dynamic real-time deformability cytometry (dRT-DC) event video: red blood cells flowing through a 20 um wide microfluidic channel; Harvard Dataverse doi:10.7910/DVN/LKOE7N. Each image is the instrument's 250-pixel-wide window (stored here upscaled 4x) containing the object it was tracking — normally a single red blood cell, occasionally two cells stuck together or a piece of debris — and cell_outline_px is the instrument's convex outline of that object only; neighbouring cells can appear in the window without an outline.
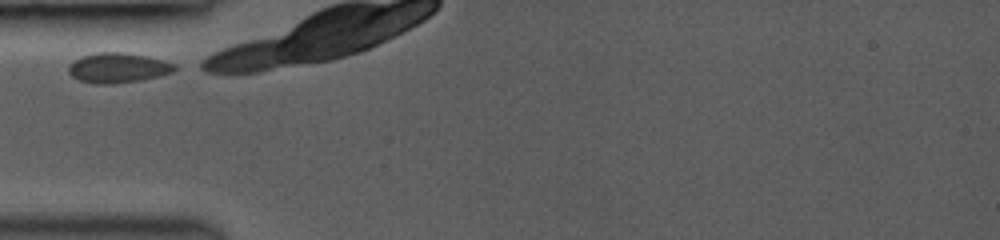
{"species": "common noctule bat (a hibernating species)", "species_latin": "Nyctalus noctula", "temperature_condition": "room temperature", "stored_images_in_passage": 12, "camera_frame_rate_fps": 3000, "um_per_image_px": 0.085, "animal": {"sex": "female", "body_mass_g": 19.0, "forearm_length_mm": 53.3}, "frame": {"image": 1, "passage_image": 1, "time_ms": 0.0, "image_size_px": [1000, 240], "cell_outline_px": [[176, 68], [172, 72], [140, 80], [112, 84], [96, 84], [80, 80], [72, 76], [68, 72], [68, 64], [80, 56], [96, 52], [124, 52], [164, 60], [176, 64]], "centroid_in_image_um": [9.98, 5.75], "position_along_channel_um": 75.0, "area_um2": 18.5}}